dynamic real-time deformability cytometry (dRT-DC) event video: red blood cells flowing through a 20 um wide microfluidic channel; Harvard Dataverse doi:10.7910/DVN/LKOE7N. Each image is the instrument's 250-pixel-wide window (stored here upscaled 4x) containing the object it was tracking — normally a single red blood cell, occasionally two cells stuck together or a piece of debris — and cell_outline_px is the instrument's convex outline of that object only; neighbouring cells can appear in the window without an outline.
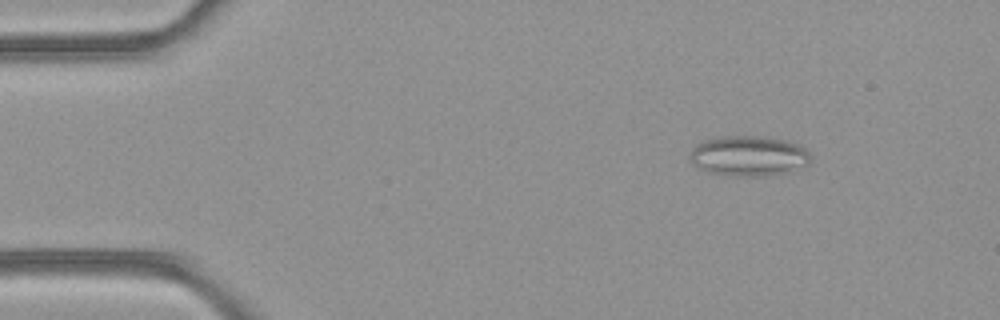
{"species": "common noctule bat (a hibernating species)", "species_latin": "Nyctalus noctula", "temperature_condition": "room temperature", "stored_images_in_passage": 8, "camera_frame_rate_fps": 3000, "um_per_image_px": 0.085, "animal": {"sex": "female", "body_mass_g": 21.9}, "frame": {"image": 1, "passage_image": 1, "time_ms": 0.0, "image_size_px": [1000, 320], "cell_outline_px": [[812, 156], [808, 164], [788, 172], [764, 176], [736, 176], [712, 172], [700, 168], [692, 164], [688, 156], [692, 148], [696, 144], [704, 140], [724, 136], [756, 136], [784, 140], [796, 144], [804, 148]], "centroid_in_image_um": [63.62, 13.25], "position_along_channel_um": 21.4, "area_um2": 28.15}}